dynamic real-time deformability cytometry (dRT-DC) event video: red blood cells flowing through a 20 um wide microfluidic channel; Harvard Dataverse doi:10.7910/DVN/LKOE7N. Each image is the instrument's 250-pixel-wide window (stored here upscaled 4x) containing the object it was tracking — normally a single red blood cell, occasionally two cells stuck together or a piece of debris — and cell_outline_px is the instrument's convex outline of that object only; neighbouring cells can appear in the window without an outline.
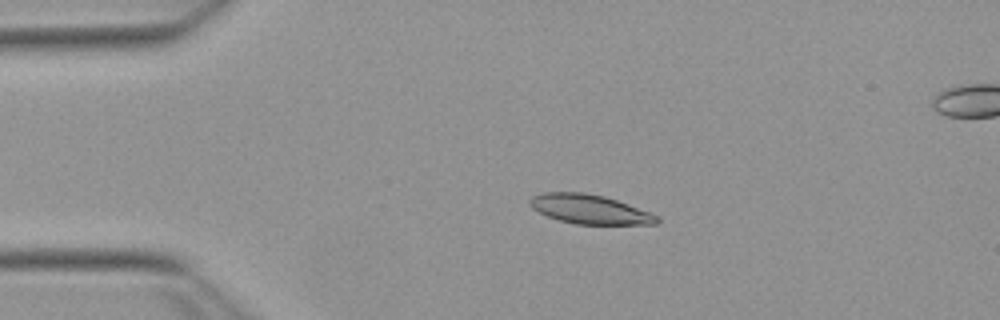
{"species": "Egyptian fruit bat (a non-hibernating species)", "species_latin": "Rousettus aegyptiacus", "temperature_condition": "warm", "stored_images_in_passage": 48, "segment_of_instrument_passage": [1, 2], "camera_frame_rate_fps": 3000, "um_per_image_px": 0.085, "animal": {"sex": "female"}, "frame": {"image": 1, "passage_image": 5, "time_ms": 1.333, "image_size_px": [1000, 320], "cell_outline_px": [[660, 220], [656, 224], [576, 224], [560, 220], [548, 216], [532, 208], [528, 204], [528, 200], [532, 196], [544, 192], [584, 192], [604, 196], [616, 200], [660, 216]], "centroid_in_image_um": [50.11, 17.78], "position_along_channel_um": 34.9, "area_um2": 21.56}}
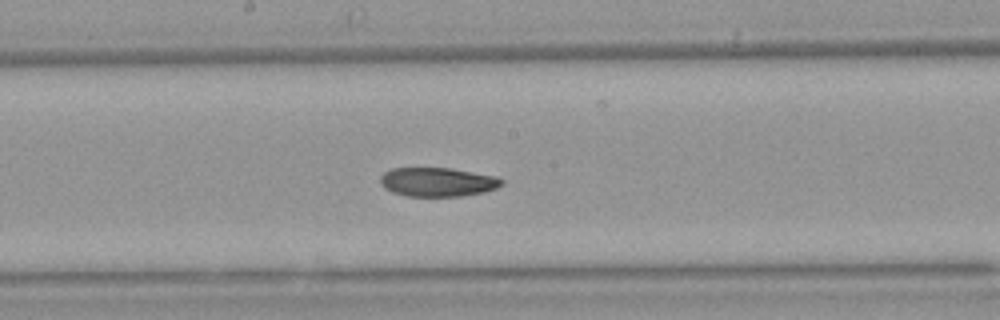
{"frame": {"image": 2, "passage_image": 22, "time_ms": 7.0, "image_size_px": [1000, 320], "cell_outline_px": [[504, 184], [496, 188], [484, 192], [460, 196], [408, 196], [392, 192], [384, 188], [380, 184], [380, 176], [384, 172], [392, 168], [452, 168], [496, 176], [504, 180]], "centroid_in_image_um": [37.19, 15.46], "position_along_channel_um": 211.0, "area_um2": 20.63}}
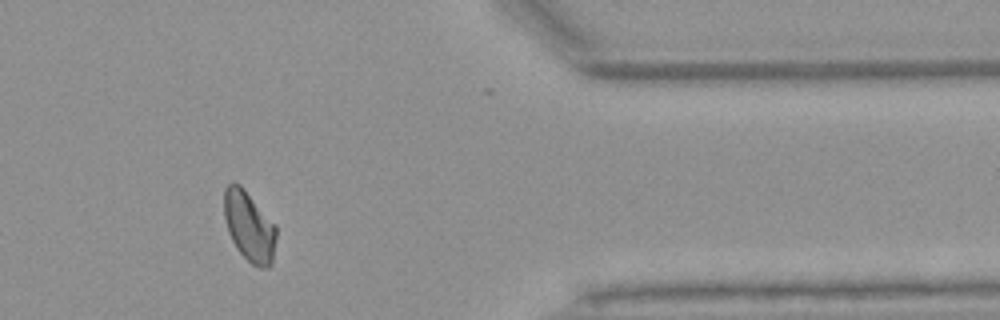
{"frame": {"image": 3, "passage_image": 38, "time_ms": 12.333, "image_size_px": [1000, 320], "cell_outline_px": [[276, 236], [272, 264], [268, 268], [260, 268], [252, 264], [236, 248], [228, 232], [224, 216], [224, 188], [232, 180], [240, 184], [244, 188], [276, 224]], "centroid_in_image_um": [21.18, 19.21], "position_along_channel_um": 390.2, "area_um2": 21.56}}